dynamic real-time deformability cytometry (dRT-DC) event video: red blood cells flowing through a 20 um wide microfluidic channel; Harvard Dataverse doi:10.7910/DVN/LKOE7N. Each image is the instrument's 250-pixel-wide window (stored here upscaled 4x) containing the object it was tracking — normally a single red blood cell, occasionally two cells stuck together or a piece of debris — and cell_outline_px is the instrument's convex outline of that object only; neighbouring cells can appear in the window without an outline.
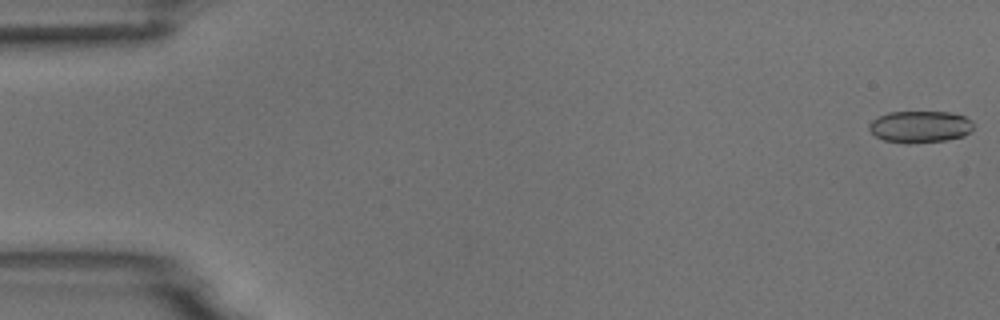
{"species": "common noctule bat (a hibernating species)", "species_latin": "Nyctalus noctula", "temperature_condition": "room temperature", "stored_images_in_passage": 54, "camera_frame_rate_fps": 3000, "um_per_image_px": 0.085, "animal": {"sex": "male", "body_mass_g": 18.8}, "frame": {"image": 1, "passage_image": 1, "time_ms": 0.0, "image_size_px": [1000, 320], "cell_outline_px": [[972, 128], [964, 136], [944, 140], [908, 144], [884, 140], [876, 136], [868, 128], [868, 124], [872, 120], [888, 112], [948, 112], [964, 116], [972, 120]], "centroid_in_image_um": [78.18, 10.77], "position_along_channel_um": 6.8, "area_um2": 19.25}}
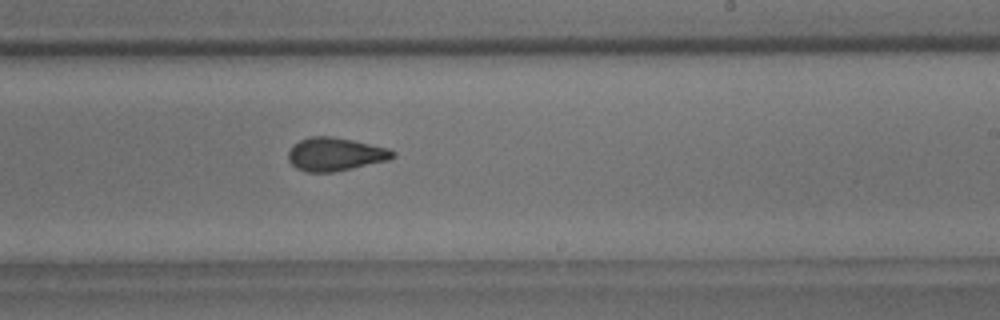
{"frame": {"image": 2, "passage_image": 33, "time_ms": 10.667, "image_size_px": [1000, 320], "cell_outline_px": [[396, 156], [388, 160], [352, 168], [332, 172], [304, 172], [296, 168], [288, 160], [288, 152], [292, 144], [300, 140], [312, 136], [332, 136], [352, 140], [388, 148], [396, 152]], "centroid_in_image_um": [28.47, 13.11], "position_along_channel_um": 260.5, "area_um2": 20.29}}
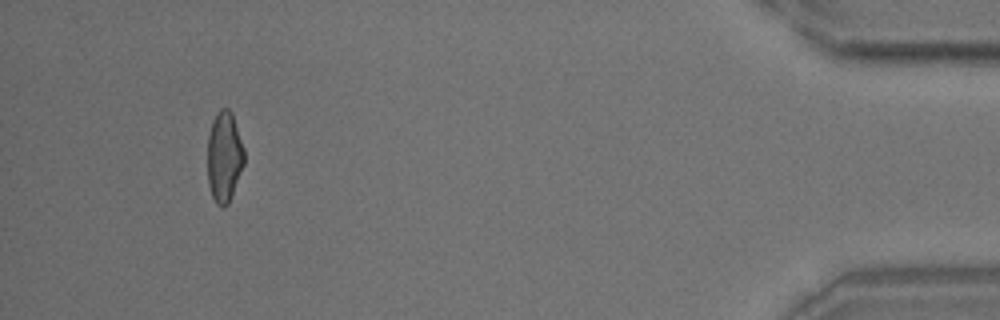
{"frame": {"image": 3, "passage_image": 51, "time_ms": 16.667, "image_size_px": [1000, 320], "cell_outline_px": [[244, 164], [228, 204], [216, 204], [212, 196], [208, 184], [208, 136], [212, 120], [220, 108], [228, 108], [232, 112], [244, 148]], "centroid_in_image_um": [19.06, 13.28], "position_along_channel_um": 416.1, "area_um2": 19.25}, "authors_computed_cell_mechanics": {"area_um2": 20.1433, "velocity_mm_per_s": 3.7274, "shape_relaxation_time_tau1_ms": 4.9061, "shape_relaxation_time_tau2_ms": 1.5186, "deformation_change_tau1": 0.1281, "deformation_change_tau2": 0.0719}}